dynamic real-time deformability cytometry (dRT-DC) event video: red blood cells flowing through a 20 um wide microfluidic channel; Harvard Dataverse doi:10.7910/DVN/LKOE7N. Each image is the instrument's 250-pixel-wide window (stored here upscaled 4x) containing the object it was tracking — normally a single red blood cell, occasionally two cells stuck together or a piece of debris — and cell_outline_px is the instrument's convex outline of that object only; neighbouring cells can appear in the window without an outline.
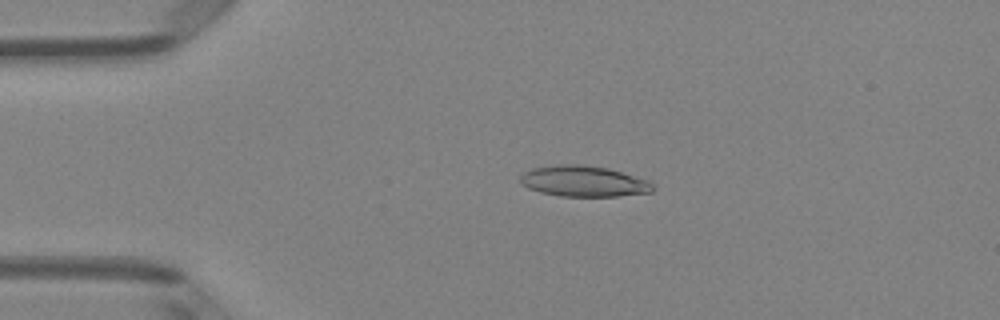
{"species": "Egyptian fruit bat (a non-hibernating species)", "species_latin": "Rousettus aegyptiacus", "temperature_condition": "room temperature", "stored_images_in_passage": 51, "camera_frame_rate_fps": 3000, "um_per_image_px": 0.085, "animal": {"sex": "female"}, "frame": {"image": 1, "passage_image": 11, "time_ms": 3.333, "image_size_px": [1000, 320], "cell_outline_px": [[656, 188], [652, 192], [616, 196], [560, 196], [540, 192], [528, 188], [520, 184], [520, 176], [524, 172], [532, 168], [556, 164], [580, 164], [608, 168], [648, 180]], "centroid_in_image_um": [49.59, 15.4], "position_along_channel_um": 35.4, "area_um2": 23.93}}
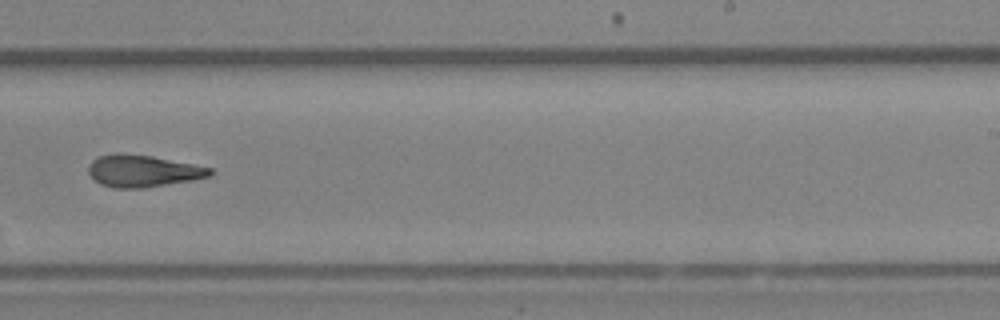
{"frame": {"image": 2, "passage_image": 32, "time_ms": 10.333, "image_size_px": [1000, 320], "cell_outline_px": [[216, 172], [212, 176], [192, 180], [144, 188], [116, 188], [100, 184], [88, 172], [88, 164], [96, 156], [116, 152], [120, 152], [152, 156], [212, 168]], "centroid_in_image_um": [12.14, 14.52], "position_along_channel_um": 276.9, "area_um2": 22.89}}
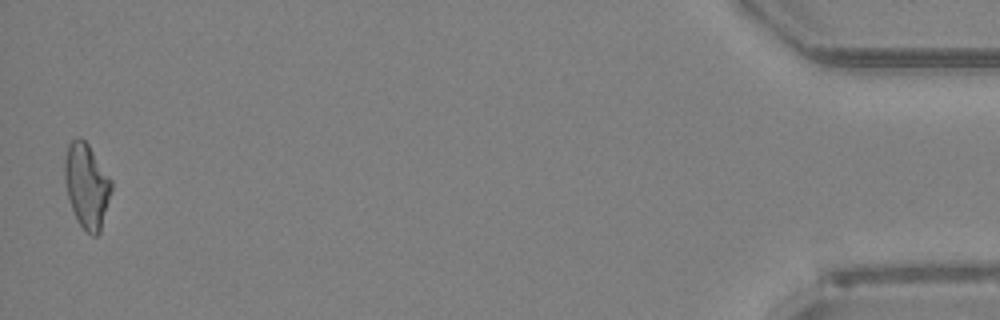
{"frame": {"image": 3, "passage_image": 50, "time_ms": 16.333, "image_size_px": [1000, 320], "cell_outline_px": [[112, 188], [100, 232], [96, 236], [92, 236], [76, 220], [68, 196], [64, 180], [64, 160], [68, 144], [76, 136], [80, 136], [88, 144], [112, 180]], "centroid_in_image_um": [7.36, 15.76], "position_along_channel_um": 427.8, "area_um2": 23.0}, "authors_computed_cell_mechanics": {"area_um2": 23.2356, "velocity_mm_per_s": 4.0166, "shape_relaxation_time_tau1_ms": null, "shape_relaxation_time_tau2_ms": 5.6731, "deformation_change_tau1": null, "deformation_change_tau2": 0.1754}}